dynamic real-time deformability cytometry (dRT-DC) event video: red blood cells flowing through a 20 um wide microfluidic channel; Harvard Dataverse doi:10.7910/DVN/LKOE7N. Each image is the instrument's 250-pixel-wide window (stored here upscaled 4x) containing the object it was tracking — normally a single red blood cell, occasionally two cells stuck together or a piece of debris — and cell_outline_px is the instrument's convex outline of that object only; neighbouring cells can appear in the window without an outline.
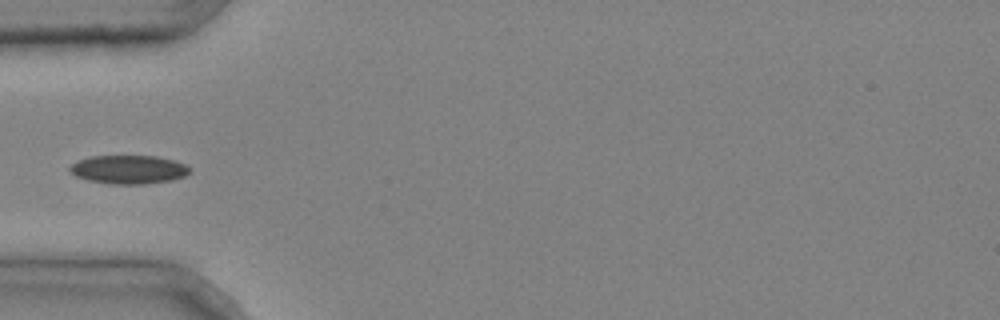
{"species": "common noctule bat (a hibernating species)", "species_latin": "Nyctalus noctula", "temperature_condition": "cold", "stored_images_in_passage": 3, "camera_frame_rate_fps": 3000, "um_per_image_px": 0.085, "animal": {"sex": "male", "body_mass_g": 20.4}, "frame": {"image": 1, "passage_image": 3, "time_ms": 0.667, "image_size_px": [1000, 320], "cell_outline_px": [[188, 172], [184, 176], [172, 180], [144, 184], [112, 184], [88, 180], [76, 176], [68, 168], [76, 160], [92, 156], [156, 156], [176, 160], [184, 164], [188, 168]], "centroid_in_image_um": [10.91, 14.4], "position_along_channel_um": 74.1, "area_um2": 19.88}}